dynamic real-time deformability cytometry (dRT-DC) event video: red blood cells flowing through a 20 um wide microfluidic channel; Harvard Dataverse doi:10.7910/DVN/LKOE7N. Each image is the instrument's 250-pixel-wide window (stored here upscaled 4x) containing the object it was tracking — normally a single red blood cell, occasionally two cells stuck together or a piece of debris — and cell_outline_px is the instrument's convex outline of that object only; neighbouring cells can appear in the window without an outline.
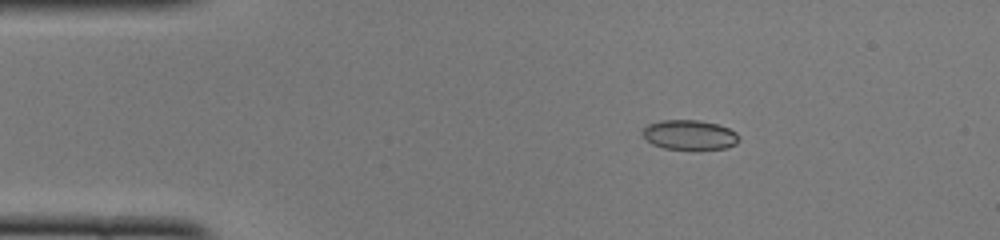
{"species": "common noctule bat (a hibernating species)", "species_latin": "Nyctalus noctula", "temperature_condition": "cold", "stored_images_in_passage": 10, "camera_frame_rate_fps": 3000, "um_per_image_px": 0.085, "animal": {"sex": "female", "body_mass_g": 22.0, "forearm_length_mm": 56.7}, "frame": {"image": 1, "passage_image": 4, "time_ms": 1.0, "image_size_px": [1000, 240], "cell_outline_px": [[740, 140], [736, 144], [728, 148], [664, 148], [652, 144], [640, 132], [648, 124], [660, 120], [700, 120], [720, 124], [736, 132], [740, 136]], "centroid_in_image_um": [58.64, 11.44], "position_along_channel_um": 26.4, "area_um2": 16.65}}